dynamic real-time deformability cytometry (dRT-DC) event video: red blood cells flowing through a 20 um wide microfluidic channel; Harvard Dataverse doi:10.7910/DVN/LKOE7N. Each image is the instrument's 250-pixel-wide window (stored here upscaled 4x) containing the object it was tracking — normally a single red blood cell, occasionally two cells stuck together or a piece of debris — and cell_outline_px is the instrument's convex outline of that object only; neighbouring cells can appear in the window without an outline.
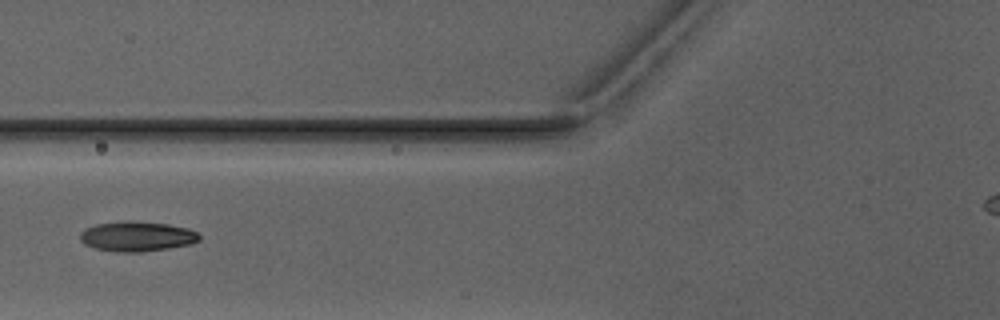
{"species": "Egyptian fruit bat (a non-hibernating species)", "species_latin": "Rousettus aegyptiacus", "temperature_condition": "warm", "stored_images_in_passage": 7, "camera_frame_rate_fps": 3000, "um_per_image_px": 0.085, "animal": {"sex": "male"}, "frame": {"image": 1, "passage_image": 6, "time_ms": 7.0, "image_size_px": [1000, 320], "cell_outline_px": [[200, 240], [192, 244], [168, 248], [140, 252], [116, 252], [92, 248], [84, 244], [80, 240], [80, 232], [84, 228], [96, 224], [128, 220], [168, 224], [188, 228], [196, 232], [200, 236]], "centroid_in_image_um": [11.61, 20.09], "position_along_channel_um": 114.2, "area_um2": 21.04}}
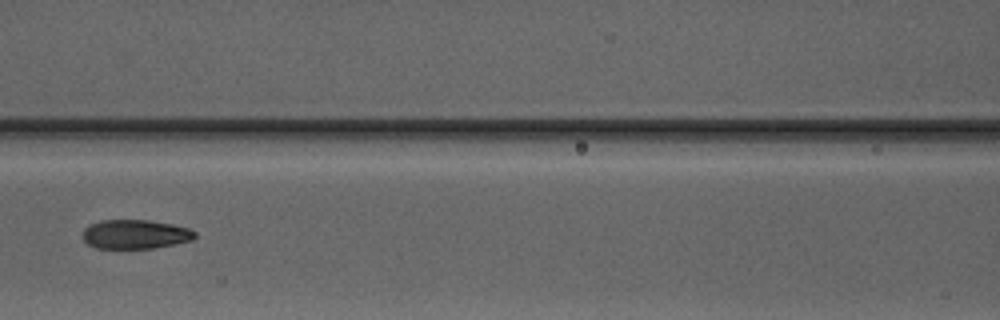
{"frame": {"image": 2, "passage_image": 7, "time_ms": 8.0, "image_size_px": [1000, 320], "cell_outline_px": [[196, 236], [192, 240], [152, 248], [96, 248], [88, 244], [84, 240], [84, 228], [88, 224], [100, 220], [148, 220], [172, 224], [188, 228], [196, 232]], "centroid_in_image_um": [11.48, 19.9], "position_along_channel_um": 155.1, "area_um2": 18.96}}